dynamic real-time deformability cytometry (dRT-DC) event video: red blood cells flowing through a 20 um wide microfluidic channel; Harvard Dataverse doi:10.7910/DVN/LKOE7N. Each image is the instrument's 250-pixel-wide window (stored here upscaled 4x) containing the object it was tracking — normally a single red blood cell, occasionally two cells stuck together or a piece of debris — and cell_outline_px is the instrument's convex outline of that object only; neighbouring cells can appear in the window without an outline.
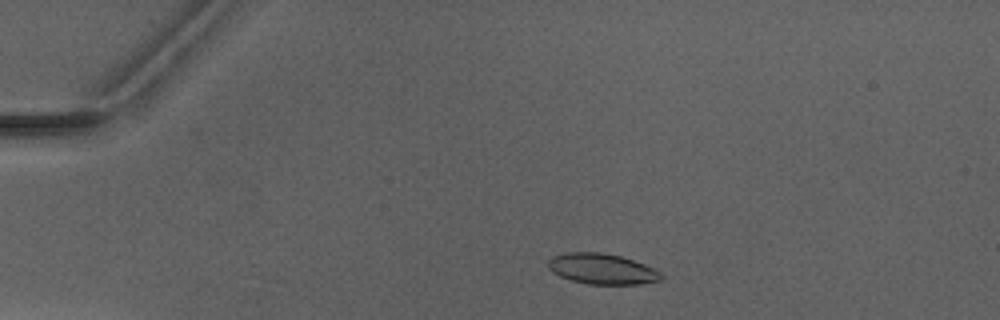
{"species": "Egyptian fruit bat (a non-hibernating species)", "species_latin": "Rousettus aegyptiacus", "temperature_condition": "warm", "stored_images_in_passage": 4, "camera_frame_rate_fps": 3000, "um_per_image_px": 0.085, "animal": {"sex": "male"}, "frame": {"image": 1, "passage_image": 2, "time_ms": 1.667, "image_size_px": [1000, 320], "cell_outline_px": [[664, 276], [660, 280], [640, 284], [588, 284], [572, 280], [560, 276], [552, 272], [548, 268], [548, 260], [552, 256], [568, 252], [600, 252], [620, 256], [656, 268]], "centroid_in_image_um": [51.17, 22.85], "position_along_channel_um": 33.8, "area_um2": 20.17}}